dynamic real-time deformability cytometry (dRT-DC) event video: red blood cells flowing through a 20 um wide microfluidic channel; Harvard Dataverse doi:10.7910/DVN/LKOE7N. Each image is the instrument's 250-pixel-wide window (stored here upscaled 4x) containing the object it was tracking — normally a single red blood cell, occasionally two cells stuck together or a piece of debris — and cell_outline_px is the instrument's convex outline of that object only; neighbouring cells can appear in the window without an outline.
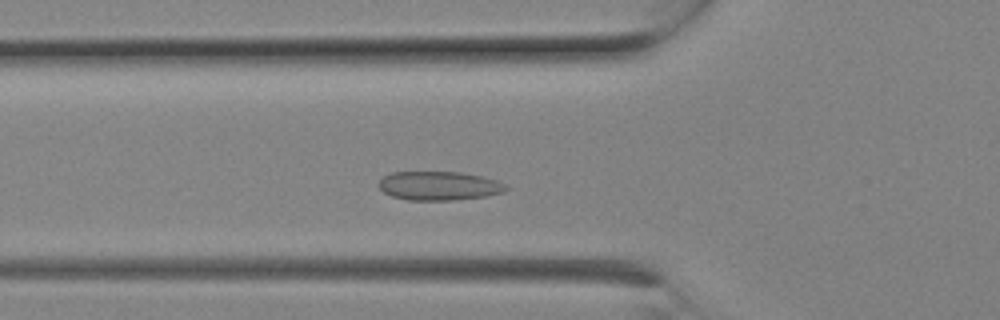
{"species": "Egyptian fruit bat (a non-hibernating species)", "species_latin": "Rousettus aegyptiacus", "temperature_condition": "room temperature", "stored_images_in_passage": 5, "camera_frame_rate_fps": 3000, "um_per_image_px": 0.085, "animal": {"sex": "female"}, "frame": {"image": 1, "passage_image": 5, "time_ms": 1.333, "image_size_px": [1000, 320], "cell_outline_px": [[512, 188], [504, 192], [484, 196], [456, 200], [408, 200], [392, 196], [384, 192], [376, 184], [384, 176], [392, 172], [460, 172], [480, 176], [496, 180]], "centroid_in_image_um": [37.32, 15.79], "position_along_channel_um": 88.5, "area_um2": 21.44}}